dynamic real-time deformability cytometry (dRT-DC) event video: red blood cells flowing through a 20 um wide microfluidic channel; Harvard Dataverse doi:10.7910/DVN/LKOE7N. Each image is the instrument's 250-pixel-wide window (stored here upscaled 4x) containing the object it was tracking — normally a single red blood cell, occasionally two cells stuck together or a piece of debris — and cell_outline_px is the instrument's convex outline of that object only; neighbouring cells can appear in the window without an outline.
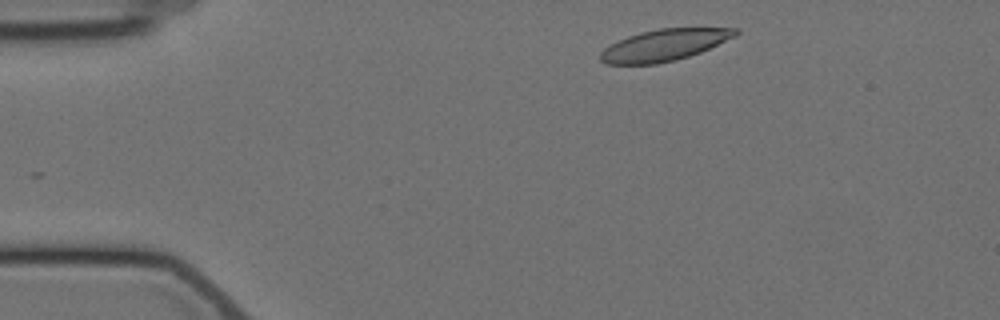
{"species": "Egyptian fruit bat (a non-hibernating species)", "species_latin": "Rousettus aegyptiacus", "temperature_condition": "cold", "stored_images_in_passage": 39, "camera_frame_rate_fps": 3000, "um_per_image_px": 0.085, "animal": {"sex": "female"}, "frame": {"image": 1, "passage_image": 1, "time_ms": 0.0, "image_size_px": [1000, 320], "cell_outline_px": [[740, 32], [736, 36], [700, 52], [676, 60], [656, 64], [608, 64], [600, 60], [600, 52], [604, 48], [628, 36], [640, 32], [660, 28], [740, 28]], "centroid_in_image_um": [56.48, 3.83], "position_along_channel_um": 28.5, "area_um2": 24.68}}
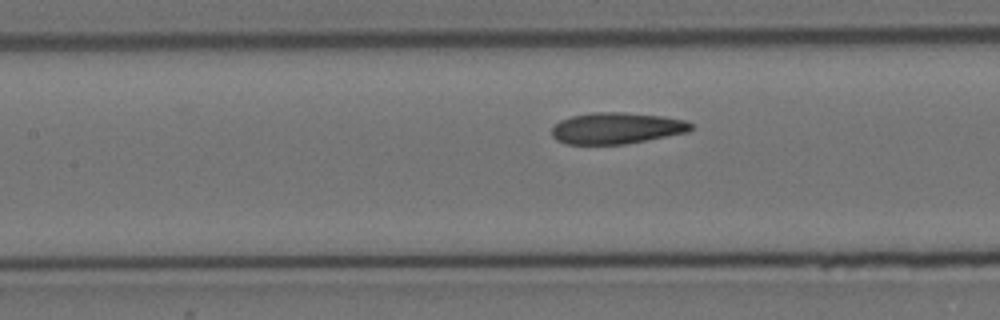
{"frame": {"image": 2, "passage_image": 17, "time_ms": 5.333, "image_size_px": [1000, 320], "cell_outline_px": [[692, 128], [688, 132], [624, 144], [564, 144], [556, 140], [552, 136], [552, 128], [560, 120], [572, 116], [592, 112], [624, 112], [660, 116], [684, 120], [692, 124]], "centroid_in_image_um": [52.37, 10.89], "position_along_channel_um": 155.0, "area_um2": 25.26}}
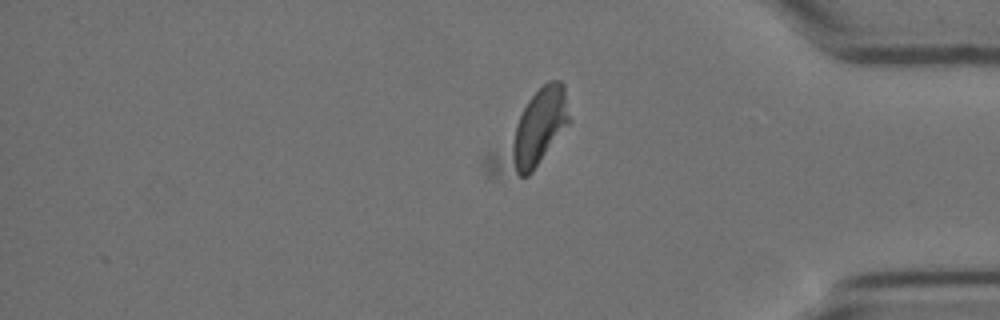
{"frame": {"image": 3, "passage_image": 39, "time_ms": 12.667, "image_size_px": [1000, 320], "cell_outline_px": [[572, 120], [532, 172], [528, 176], [488, 176], [480, 164], [488, 152], [528, 100], [548, 80], [560, 80], [564, 84]], "centroid_in_image_um": [45.08, 11.32], "position_along_channel_um": 390.1, "area_um2": 34.16}, "authors_computed_cell_mechanics": {"area_um2": 25.2586, "velocity_mm_per_s": 3.4746, "shape_relaxation_time_tau1_ms": 8.1374, "shape_relaxation_time_tau2_ms": null, "deformation_change_tau1": 0.1943, "deformation_change_tau2": null}}